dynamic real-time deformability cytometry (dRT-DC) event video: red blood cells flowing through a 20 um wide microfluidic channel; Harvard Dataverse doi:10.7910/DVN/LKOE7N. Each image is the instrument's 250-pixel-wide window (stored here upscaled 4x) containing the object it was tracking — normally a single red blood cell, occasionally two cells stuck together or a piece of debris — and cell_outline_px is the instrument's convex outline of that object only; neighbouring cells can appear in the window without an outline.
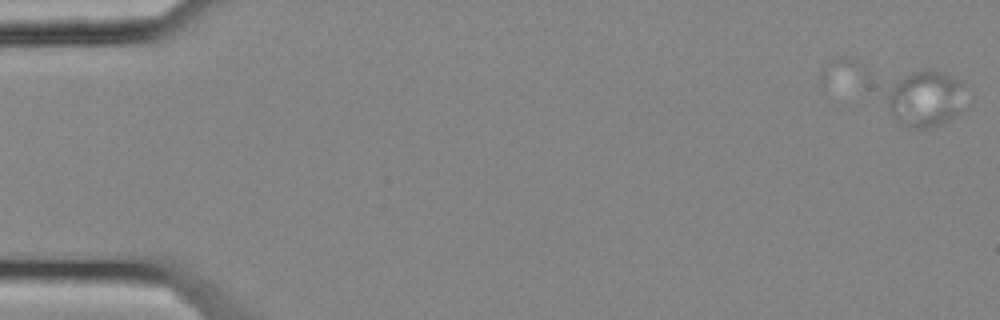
{"species": "common noctule bat (a hibernating species)", "species_latin": "Nyctalus noctula", "temperature_condition": "cold", "stored_images_in_passage": 12, "camera_frame_rate_fps": 3000, "um_per_image_px": 0.085, "animal": {"sex": "female", "body_mass_g": 25.1}, "frame": {"image": 1, "passage_image": 1, "time_ms": 0.0, "image_size_px": [1000, 320], "cell_outline_px": [[956, 116], [940, 124], [928, 128], [908, 128], [900, 124], [892, 112], [888, 104], [888, 100], [896, 84], [900, 80], [912, 72], [928, 68], [944, 72], [956, 80]], "centroid_in_image_um": [78.55, 8.42], "position_along_channel_um": 6.5, "area_um2": 23.47}}